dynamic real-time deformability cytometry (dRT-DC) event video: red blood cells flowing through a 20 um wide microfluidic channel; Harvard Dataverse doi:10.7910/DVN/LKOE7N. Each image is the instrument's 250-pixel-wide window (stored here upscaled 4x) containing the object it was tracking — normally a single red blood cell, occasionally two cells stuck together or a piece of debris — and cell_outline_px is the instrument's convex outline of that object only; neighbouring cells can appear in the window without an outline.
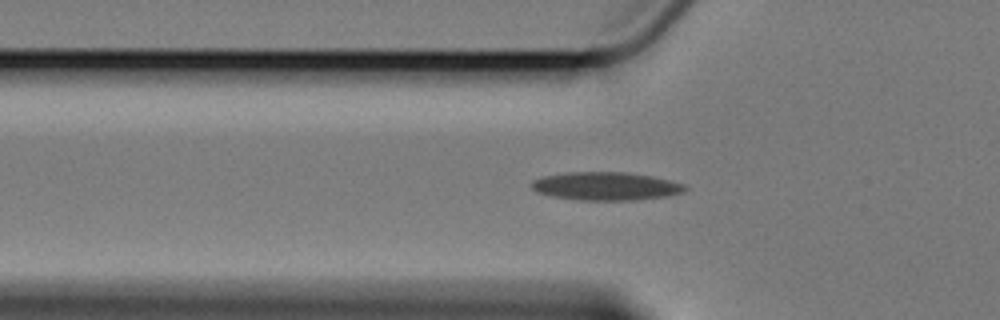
{"species": "Egyptian fruit bat (a non-hibernating species)", "species_latin": "Rousettus aegyptiacus", "temperature_condition": "cold", "stored_images_in_passage": 42, "camera_frame_rate_fps": 3000, "um_per_image_px": 0.085, "animal": {"sex": "female"}, "frame": {"image": 1, "passage_image": 14, "time_ms": 4.333, "image_size_px": [1000, 320], "cell_outline_px": [[688, 188], [684, 192], [668, 196], [640, 200], [576, 200], [552, 196], [536, 192], [532, 188], [532, 180], [544, 176], [568, 172], [624, 172], [652, 176], [684, 184]], "centroid_in_image_um": [51.51, 15.83], "position_along_channel_um": 74.3, "area_um2": 25.32}}
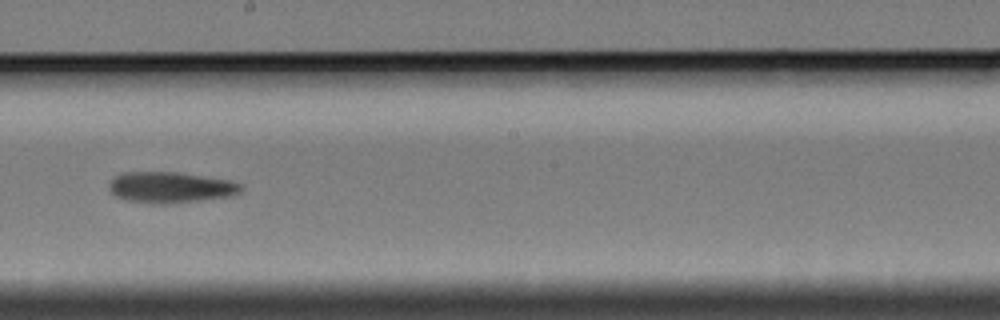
{"frame": {"image": 2, "passage_image": 28, "time_ms": 9.0, "image_size_px": [1000, 320], "cell_outline_px": [[244, 188], [240, 192], [232, 196], [200, 200], [164, 204], [128, 200], [116, 196], [112, 192], [108, 184], [116, 176], [124, 172], [180, 172], [232, 180], [244, 184]], "centroid_in_image_um": [14.58, 15.91], "position_along_channel_um": 233.6, "area_um2": 23.81}}
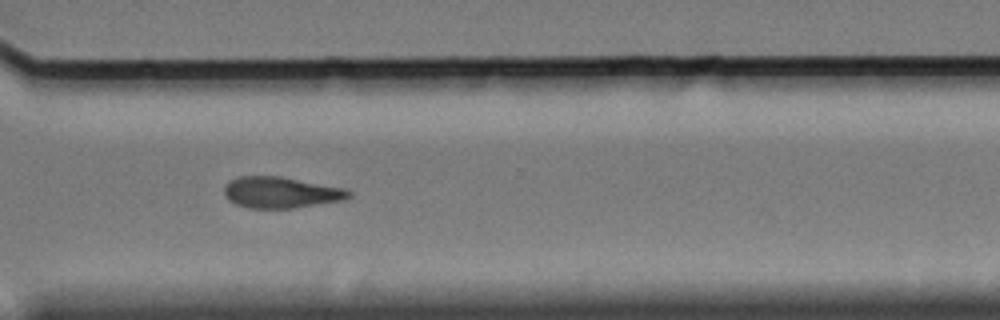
{"frame": {"image": 3, "passage_image": 38, "time_ms": 12.333, "image_size_px": [1000, 320], "cell_outline_px": [[352, 196], [348, 200], [292, 208], [248, 208], [236, 204], [228, 200], [224, 196], [224, 184], [228, 180], [240, 176], [280, 176], [348, 188], [352, 192]], "centroid_in_image_um": [23.92, 16.35], "position_along_channel_um": 346.7, "area_um2": 23.18}, "authors_computed_cell_mechanics": {"area_um2": 23.6402, "velocity_mm_per_s": 3.3932, "shape_relaxation_time_tau1_ms": 10.0665, "shape_relaxation_time_tau2_ms": null, "deformation_change_tau1": 0.1634, "deformation_change_tau2": null}}